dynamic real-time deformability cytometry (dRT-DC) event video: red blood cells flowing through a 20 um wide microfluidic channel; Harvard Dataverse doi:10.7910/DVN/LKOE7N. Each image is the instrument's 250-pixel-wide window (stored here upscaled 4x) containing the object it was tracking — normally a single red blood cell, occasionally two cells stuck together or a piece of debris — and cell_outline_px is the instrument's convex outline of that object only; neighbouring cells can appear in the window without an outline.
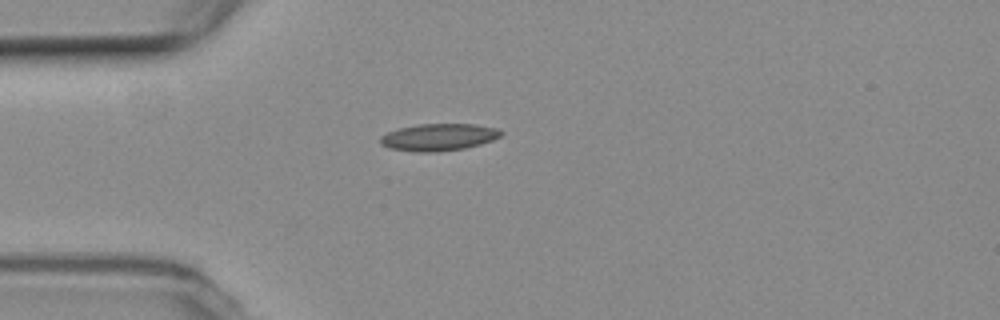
{"species": "common noctule bat (a hibernating species)", "species_latin": "Nyctalus noctula", "temperature_condition": "room temperature", "stored_images_in_passage": 1, "camera_frame_rate_fps": 3000, "um_per_image_px": 0.085, "animal": {"sex": "female", "body_mass_g": 19.3, "forearm_length_mm": 54.1}, "frame": {"image": 1, "passage_image": 1, "time_ms": 0.0, "image_size_px": [1000, 320], "cell_outline_px": [[504, 132], [500, 136], [492, 140], [480, 144], [464, 148], [436, 152], [416, 152], [388, 148], [380, 144], [380, 136], [388, 132], [400, 128], [420, 124], [476, 124], [496, 128]], "centroid_in_image_um": [37.27, 11.66], "position_along_channel_um": 47.7, "area_um2": 19.02}}